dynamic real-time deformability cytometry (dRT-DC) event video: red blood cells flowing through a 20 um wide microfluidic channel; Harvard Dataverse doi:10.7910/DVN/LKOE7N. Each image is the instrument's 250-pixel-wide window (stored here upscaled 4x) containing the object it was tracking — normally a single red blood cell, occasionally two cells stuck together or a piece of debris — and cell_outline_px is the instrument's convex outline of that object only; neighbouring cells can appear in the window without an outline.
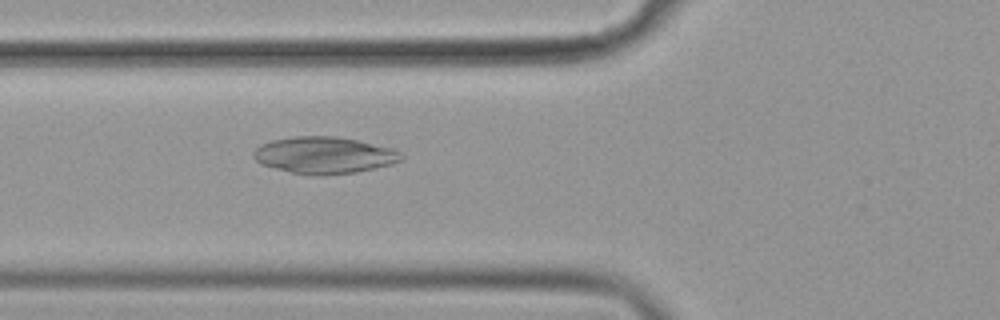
{"species": "common noctule bat (a hibernating species)", "species_latin": "Nyctalus noctula", "temperature_condition": "cold", "stored_images_in_passage": 57, "camera_frame_rate_fps": 3000, "um_per_image_px": 0.085, "animal": {"sex": "female", "body_mass_g": 19.9}, "frame": {"image": 1, "passage_image": 22, "time_ms": 7.0, "image_size_px": [1000, 320], "cell_outline_px": [[404, 160], [392, 164], [356, 172], [292, 172], [260, 164], [252, 156], [252, 152], [260, 144], [272, 140], [292, 136], [336, 136], [356, 140], [392, 148], [400, 152], [404, 156]], "centroid_in_image_um": [27.56, 13.14], "position_along_channel_um": 98.2, "area_um2": 30.81}}
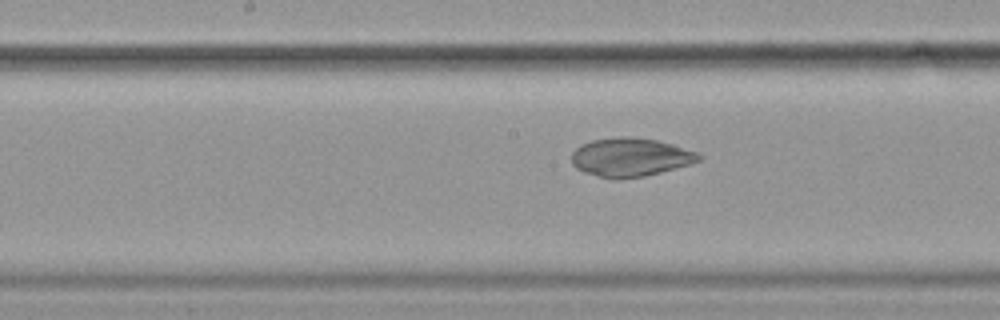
{"frame": {"image": 2, "passage_image": 30, "time_ms": 9.667, "image_size_px": [1000, 320], "cell_outline_px": [[704, 156], [700, 160], [688, 164], [660, 172], [644, 176], [612, 180], [584, 172], [576, 168], [572, 164], [572, 152], [580, 144], [592, 140], [620, 136], [632, 136], [656, 140], [672, 144], [700, 152]], "centroid_in_image_um": [53.57, 13.36], "position_along_channel_um": 194.6, "area_um2": 28.78}}
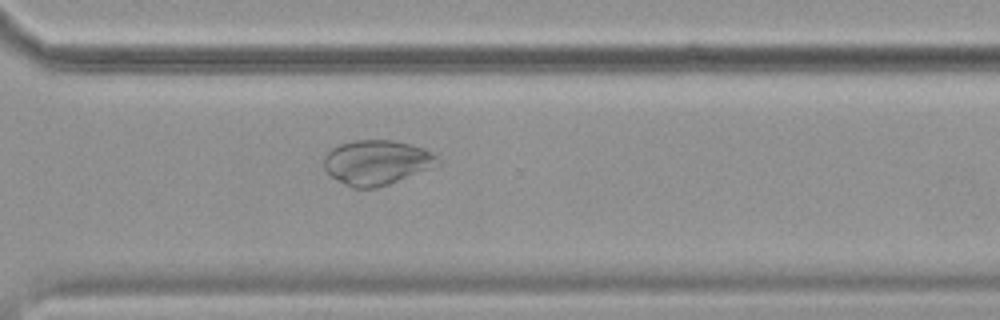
{"frame": {"image": 3, "passage_image": 42, "time_ms": 13.667, "image_size_px": [1000, 320], "cell_outline_px": [[440, 164], [432, 168], [388, 184], [376, 188], [352, 188], [344, 184], [332, 176], [324, 168], [324, 156], [332, 148], [340, 144], [352, 140], [392, 140], [412, 144], [424, 148], [432, 152], [440, 160]], "centroid_in_image_um": [32.04, 13.8], "position_along_channel_um": 338.6, "area_um2": 29.71}}